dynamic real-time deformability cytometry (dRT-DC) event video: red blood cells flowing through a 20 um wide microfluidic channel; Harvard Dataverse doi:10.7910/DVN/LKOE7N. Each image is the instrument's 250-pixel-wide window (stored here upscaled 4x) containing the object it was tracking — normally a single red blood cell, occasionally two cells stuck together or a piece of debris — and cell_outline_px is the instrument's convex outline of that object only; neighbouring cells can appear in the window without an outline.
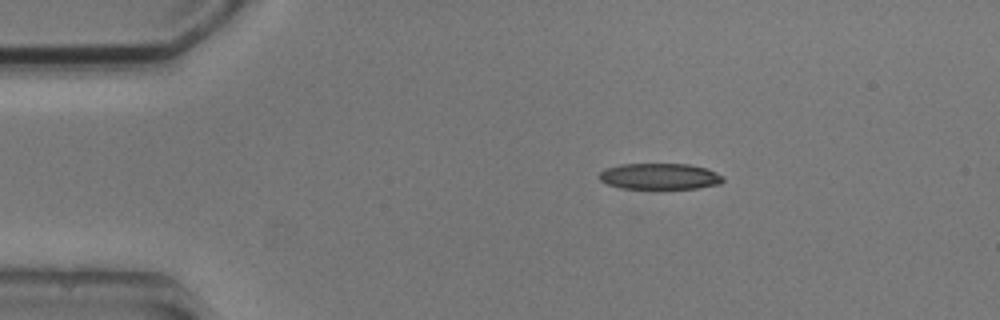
{"species": "common noctule bat (a hibernating species)", "species_latin": "Nyctalus noctula", "temperature_condition": "cold", "stored_images_in_passage": 5, "camera_frame_rate_fps": 3000, "um_per_image_px": 0.085, "animal": {"sex": "male", "body_mass_g": 20.5, "forearm_length_mm": 52.5}, "frame": {"image": 1, "passage_image": 1, "time_ms": 0.0, "image_size_px": [1000, 320], "cell_outline_px": [[724, 180], [720, 184], [696, 188], [620, 188], [608, 184], [600, 180], [600, 172], [604, 168], [620, 164], [688, 164], [708, 168], [724, 176]], "centroid_in_image_um": [56.1, 14.98], "position_along_channel_um": 28.9, "area_um2": 18.84}}
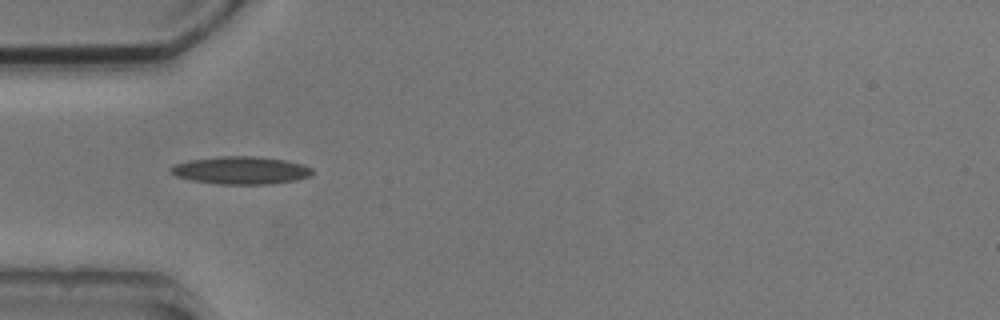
{"frame": {"image": 2, "passage_image": 3, "time_ms": 2.333, "image_size_px": [1000, 320], "cell_outline_px": [[312, 176], [296, 180], [268, 184], [216, 184], [192, 180], [176, 176], [168, 168], [176, 164], [188, 160], [220, 156], [260, 156], [284, 160], [304, 164], [312, 168]], "centroid_in_image_um": [20.5, 14.47], "position_along_channel_um": 64.5, "area_um2": 22.95}}